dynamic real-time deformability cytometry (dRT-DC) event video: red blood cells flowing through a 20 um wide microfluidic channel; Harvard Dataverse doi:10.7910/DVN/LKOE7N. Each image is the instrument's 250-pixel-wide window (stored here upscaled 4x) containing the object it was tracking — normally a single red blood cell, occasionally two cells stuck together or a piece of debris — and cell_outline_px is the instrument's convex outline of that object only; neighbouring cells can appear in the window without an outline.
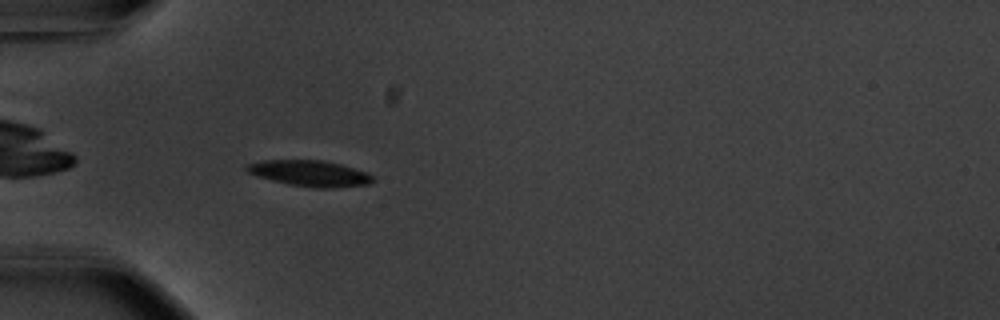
{"species": "common noctule bat (a hibernating species)", "species_latin": "Nyctalus noctula", "temperature_condition": "warm", "stored_images_in_passage": 41, "camera_frame_rate_fps": 3000, "um_per_image_px": 0.085, "animal": {"sex": "male", "body_mass_g": 20.1, "forearm_length_mm": 53.5}, "frame": {"image": 1, "passage_image": 3, "time_ms": 0.667, "image_size_px": [1000, 320], "cell_outline_px": [[376, 180], [368, 184], [332, 188], [316, 188], [288, 184], [256, 176], [248, 172], [244, 168], [248, 164], [264, 160], [320, 160], [340, 164], [368, 172]], "centroid_in_image_um": [26.35, 14.74], "position_along_channel_um": 58.6, "area_um2": 19.02}}
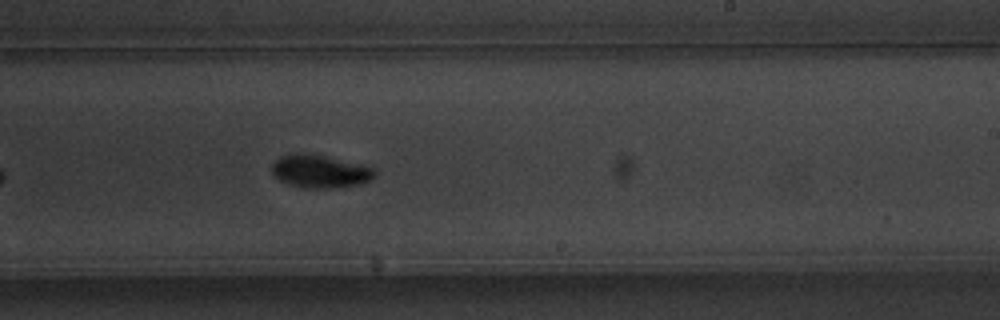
{"frame": {"image": 2, "passage_image": 20, "time_ms": 6.333, "image_size_px": [1000, 320], "cell_outline_px": [[376, 176], [372, 180], [356, 184], [332, 188], [304, 188], [288, 184], [280, 180], [272, 172], [272, 164], [280, 156], [292, 152], [304, 152], [324, 156], [372, 168], [376, 172]], "centroid_in_image_um": [27.14, 14.56], "position_along_channel_um": 261.9, "area_um2": 19.54}}
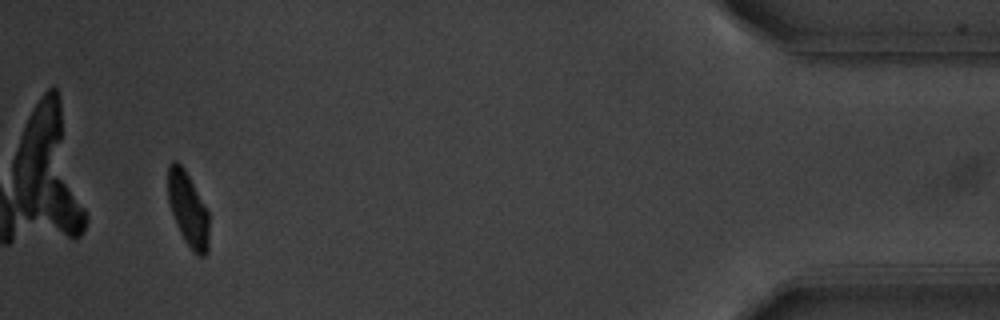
{"frame": {"image": 3, "passage_image": 38, "time_ms": 12.333, "image_size_px": [1000, 320], "cell_outline_px": [[208, 252], [204, 256], [196, 256], [184, 240], [176, 224], [168, 200], [168, 164], [172, 160], [176, 160], [184, 168], [208, 212]], "centroid_in_image_um": [15.97, 17.8], "position_along_channel_um": 419.2, "area_um2": 17.57}, "authors_computed_cell_mechanics": {"area_um2": 18.6694, "velocity_mm_per_s": 3.703, "shape_relaxation_time_tau1_ms": 2.1269, "shape_relaxation_time_tau2_ms": 4.1509, "deformation_change_tau1": 0.1367, "deformation_change_tau2": 0.0691}}